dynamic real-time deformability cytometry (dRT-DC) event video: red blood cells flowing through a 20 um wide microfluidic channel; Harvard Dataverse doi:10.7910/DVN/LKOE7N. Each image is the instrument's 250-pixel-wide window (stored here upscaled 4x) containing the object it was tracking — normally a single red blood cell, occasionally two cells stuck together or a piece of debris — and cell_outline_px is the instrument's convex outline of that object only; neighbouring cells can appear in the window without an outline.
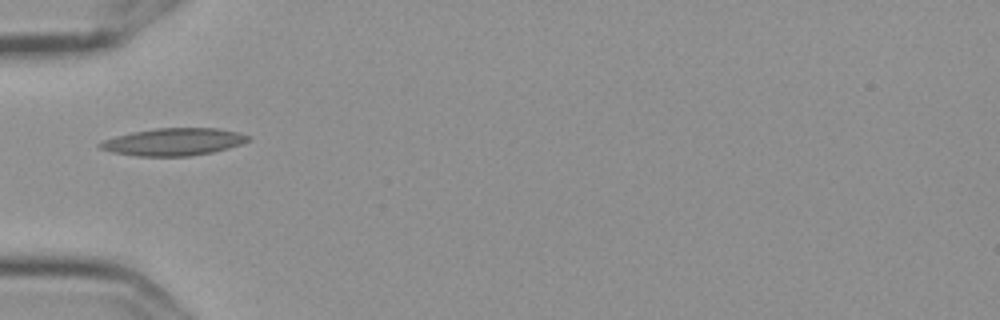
{"species": "Egyptian fruit bat (a non-hibernating species)", "species_latin": "Rousettus aegyptiacus", "temperature_condition": "cold", "stored_images_in_passage": 14, "camera_frame_rate_fps": 3000, "um_per_image_px": 0.085, "frame": {"image": 1, "passage_image": 1, "time_ms": 0.0, "image_size_px": [1000, 320], "cell_outline_px": [[252, 140], [228, 148], [212, 152], [188, 156], [136, 156], [112, 152], [100, 148], [96, 144], [104, 140], [116, 136], [132, 132], [156, 128], [216, 128], [236, 132], [252, 136]], "centroid_in_image_um": [14.76, 12.05], "position_along_channel_um": 70.2, "area_um2": 23.58}}